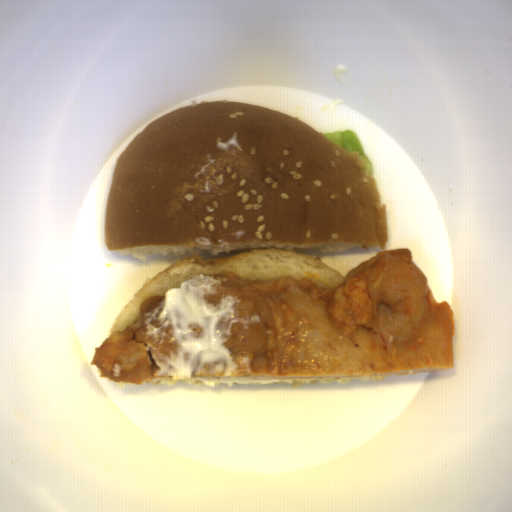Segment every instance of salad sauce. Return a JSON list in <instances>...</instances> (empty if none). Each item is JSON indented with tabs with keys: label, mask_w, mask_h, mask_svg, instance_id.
Here are the masks:
<instances>
[{
	"label": "salad sauce",
	"mask_w": 512,
	"mask_h": 512,
	"mask_svg": "<svg viewBox=\"0 0 512 512\" xmlns=\"http://www.w3.org/2000/svg\"><path fill=\"white\" fill-rule=\"evenodd\" d=\"M221 278L198 274L180 283L179 288H169L163 299L152 311L144 313L145 334L158 339L165 337L175 346L170 358L151 342L153 358L159 367L156 376L187 379L199 375L206 363L217 362L211 367L210 376L233 375L238 364L222 342L232 334V324L240 323L247 328L250 323L262 321L260 316L237 317L234 305L241 303L237 296L225 294L216 305L209 302L217 294Z\"/></svg>",
	"instance_id": "1"
},
{
	"label": "salad sauce",
	"mask_w": 512,
	"mask_h": 512,
	"mask_svg": "<svg viewBox=\"0 0 512 512\" xmlns=\"http://www.w3.org/2000/svg\"><path fill=\"white\" fill-rule=\"evenodd\" d=\"M177 381H181L183 383L201 387L202 385H206L207 387H215L220 383L233 385V384H247V385H257V384H267V383H277L283 381V379H249V378H186L180 379L175 376H163L161 378H153L149 383H163L170 385H175Z\"/></svg>",
	"instance_id": "2"
}]
</instances>
